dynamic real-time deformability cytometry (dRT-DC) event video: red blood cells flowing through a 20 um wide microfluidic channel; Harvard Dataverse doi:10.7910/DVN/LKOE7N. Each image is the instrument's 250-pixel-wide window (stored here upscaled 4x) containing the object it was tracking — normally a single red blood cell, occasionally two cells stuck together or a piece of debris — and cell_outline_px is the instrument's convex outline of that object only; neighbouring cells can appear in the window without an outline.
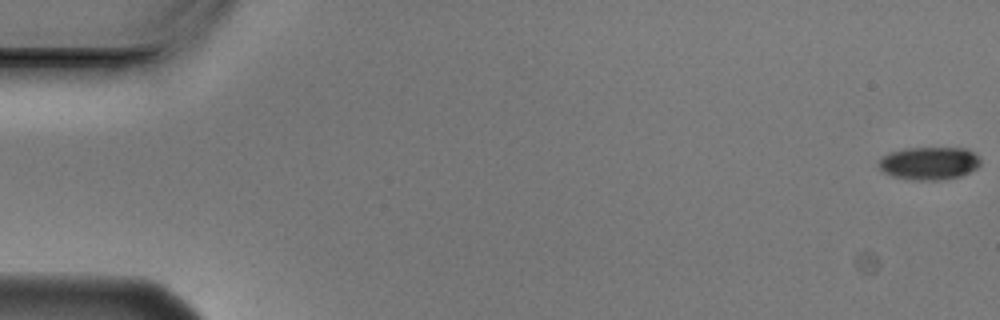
{"species": "Egyptian fruit bat (a non-hibernating species)", "species_latin": "Rousettus aegyptiacus", "temperature_condition": "cold", "stored_images_in_passage": 6, "camera_frame_rate_fps": 3000, "um_per_image_px": 0.085, "animal": {"sex": "male"}, "frame": {"image": 1, "passage_image": 1, "time_ms": 0.0, "image_size_px": [1000, 320], "cell_outline_px": [[980, 164], [976, 168], [960, 176], [940, 180], [912, 180], [892, 176], [884, 172], [876, 164], [880, 156], [888, 152], [904, 148], [964, 148], [980, 156]], "centroid_in_image_um": [78.92, 13.87], "position_along_channel_um": 6.1, "area_um2": 19.71}}
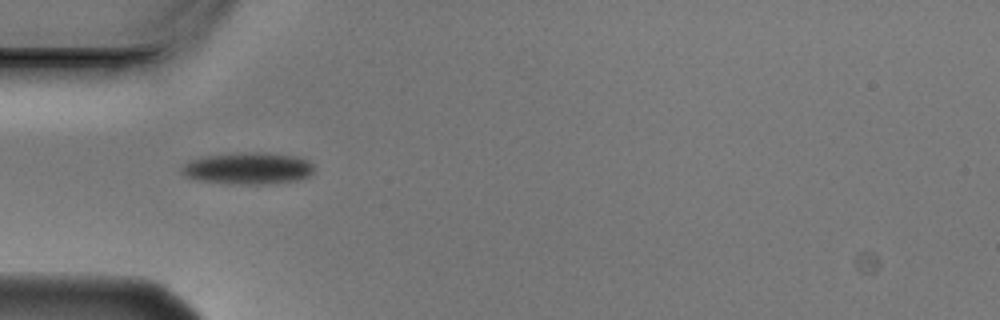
{"frame": {"image": 2, "passage_image": 5, "time_ms": 1.333, "image_size_px": [1000, 320], "cell_outline_px": [[312, 172], [308, 176], [296, 180], [268, 184], [244, 184], [200, 180], [184, 176], [180, 172], [180, 168], [184, 164], [192, 160], [208, 156], [248, 152], [264, 152], [296, 156], [308, 160], [312, 164]], "centroid_in_image_um": [21.09, 14.3], "position_along_channel_um": 63.9, "area_um2": 24.16}}
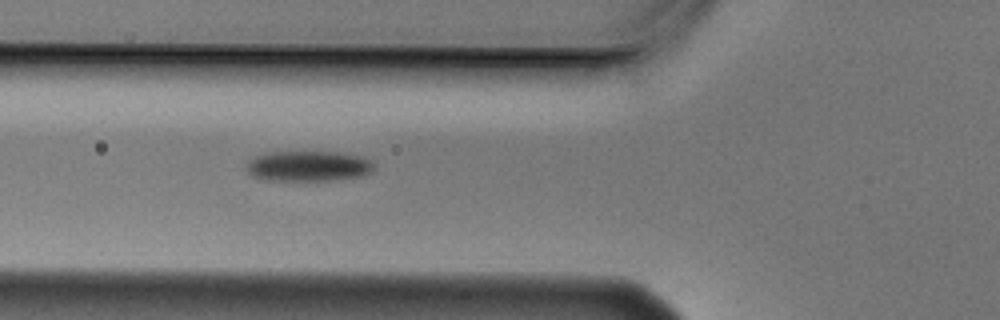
{"frame": {"image": 3, "passage_image": 6, "time_ms": 1.667, "image_size_px": [1000, 320], "cell_outline_px": [[372, 168], [368, 172], [360, 176], [332, 180], [268, 180], [256, 176], [248, 172], [244, 168], [248, 160], [256, 156], [268, 152], [336, 152], [360, 156], [368, 160], [372, 164]], "centroid_in_image_um": [26.13, 14.11], "position_along_channel_um": 99.7, "area_um2": 22.2}}